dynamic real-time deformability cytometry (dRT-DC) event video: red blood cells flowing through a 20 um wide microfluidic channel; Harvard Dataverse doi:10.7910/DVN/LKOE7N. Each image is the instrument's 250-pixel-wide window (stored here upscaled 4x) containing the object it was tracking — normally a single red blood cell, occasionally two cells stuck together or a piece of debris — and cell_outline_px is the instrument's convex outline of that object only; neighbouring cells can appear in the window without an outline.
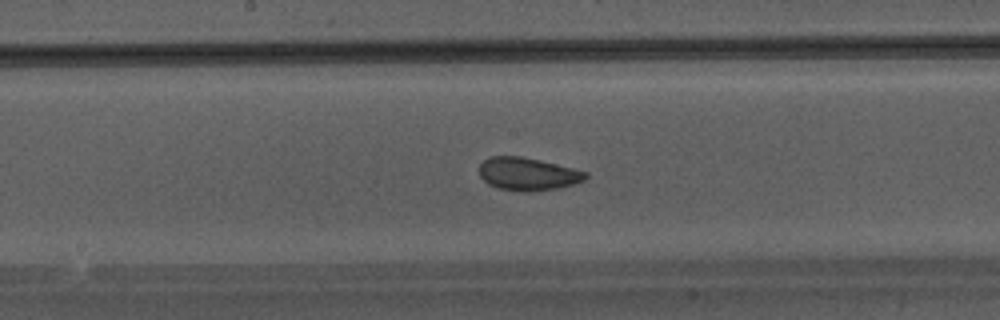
{"species": "Egyptian fruit bat (a non-hibernating species)", "species_latin": "Rousettus aegyptiacus", "temperature_condition": "warm", "stored_images_in_passage": 31, "camera_frame_rate_fps": 3000, "um_per_image_px": 0.085, "animal": {"sex": "male"}, "frame": {"image": 1, "passage_image": 10, "time_ms": 3.0, "image_size_px": [1000, 320], "cell_outline_px": [[588, 176], [584, 180], [560, 188], [528, 192], [520, 192], [496, 188], [488, 184], [480, 176], [480, 164], [484, 160], [492, 156], [520, 156], [556, 164], [588, 172]], "centroid_in_image_um": [44.85, 14.8], "position_along_channel_um": 203.4, "area_um2": 20.35}}